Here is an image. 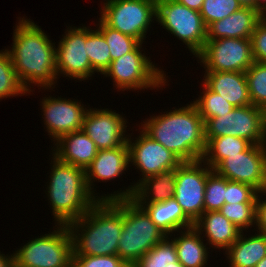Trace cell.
<instances>
[{
  "label": "cell",
  "mask_w": 266,
  "mask_h": 267,
  "mask_svg": "<svg viewBox=\"0 0 266 267\" xmlns=\"http://www.w3.org/2000/svg\"><path fill=\"white\" fill-rule=\"evenodd\" d=\"M18 19L13 31L12 48L6 49L18 79L28 95L33 92L31 88H34L30 85L44 90L54 89L58 79L55 43L30 18L23 16Z\"/></svg>",
  "instance_id": "6da1fadb"
},
{
  "label": "cell",
  "mask_w": 266,
  "mask_h": 267,
  "mask_svg": "<svg viewBox=\"0 0 266 267\" xmlns=\"http://www.w3.org/2000/svg\"><path fill=\"white\" fill-rule=\"evenodd\" d=\"M163 113L151 115L139 130L142 129L182 162L202 159L206 148L205 127L195 105L190 102Z\"/></svg>",
  "instance_id": "7a4b0ae2"
},
{
  "label": "cell",
  "mask_w": 266,
  "mask_h": 267,
  "mask_svg": "<svg viewBox=\"0 0 266 267\" xmlns=\"http://www.w3.org/2000/svg\"><path fill=\"white\" fill-rule=\"evenodd\" d=\"M67 226L72 237V255H117L123 229V199L98 201Z\"/></svg>",
  "instance_id": "3957f363"
},
{
  "label": "cell",
  "mask_w": 266,
  "mask_h": 267,
  "mask_svg": "<svg viewBox=\"0 0 266 267\" xmlns=\"http://www.w3.org/2000/svg\"><path fill=\"white\" fill-rule=\"evenodd\" d=\"M52 156L46 194L56 225H68L85 215L99 200L88 189L84 169Z\"/></svg>",
  "instance_id": "277c9868"
},
{
  "label": "cell",
  "mask_w": 266,
  "mask_h": 267,
  "mask_svg": "<svg viewBox=\"0 0 266 267\" xmlns=\"http://www.w3.org/2000/svg\"><path fill=\"white\" fill-rule=\"evenodd\" d=\"M167 235L151 220L146 210L131 198H123V229L117 255L133 267Z\"/></svg>",
  "instance_id": "5b68a950"
},
{
  "label": "cell",
  "mask_w": 266,
  "mask_h": 267,
  "mask_svg": "<svg viewBox=\"0 0 266 267\" xmlns=\"http://www.w3.org/2000/svg\"><path fill=\"white\" fill-rule=\"evenodd\" d=\"M55 226L56 230L27 241L13 252L15 267H71V233L67 225Z\"/></svg>",
  "instance_id": "8992f818"
},
{
  "label": "cell",
  "mask_w": 266,
  "mask_h": 267,
  "mask_svg": "<svg viewBox=\"0 0 266 267\" xmlns=\"http://www.w3.org/2000/svg\"><path fill=\"white\" fill-rule=\"evenodd\" d=\"M140 43L133 51L111 61L104 77H110L117 91L145 90L162 88L168 83V76L151 62L150 57L142 53ZM167 77V78H166Z\"/></svg>",
  "instance_id": "52a82bcc"
},
{
  "label": "cell",
  "mask_w": 266,
  "mask_h": 267,
  "mask_svg": "<svg viewBox=\"0 0 266 267\" xmlns=\"http://www.w3.org/2000/svg\"><path fill=\"white\" fill-rule=\"evenodd\" d=\"M135 137L128 136L127 145L129 150V165L135 166L142 173L140 178L128 188L114 191L112 194L100 196V201H112L116 199L132 198L135 186L144 178L160 174L164 170L177 167L182 161L170 150L163 147L159 142L148 136L143 130ZM130 137V138H129ZM131 186V187H130Z\"/></svg>",
  "instance_id": "ba28073f"
},
{
  "label": "cell",
  "mask_w": 266,
  "mask_h": 267,
  "mask_svg": "<svg viewBox=\"0 0 266 267\" xmlns=\"http://www.w3.org/2000/svg\"><path fill=\"white\" fill-rule=\"evenodd\" d=\"M106 1V2H105ZM100 18L111 28L143 43L157 17V0H105Z\"/></svg>",
  "instance_id": "9c48e42d"
},
{
  "label": "cell",
  "mask_w": 266,
  "mask_h": 267,
  "mask_svg": "<svg viewBox=\"0 0 266 267\" xmlns=\"http://www.w3.org/2000/svg\"><path fill=\"white\" fill-rule=\"evenodd\" d=\"M157 23L181 40L196 57L207 41V26L199 11L176 0H157Z\"/></svg>",
  "instance_id": "30bf717a"
},
{
  "label": "cell",
  "mask_w": 266,
  "mask_h": 267,
  "mask_svg": "<svg viewBox=\"0 0 266 267\" xmlns=\"http://www.w3.org/2000/svg\"><path fill=\"white\" fill-rule=\"evenodd\" d=\"M205 138L232 135L251 144H266V111L254 105L234 107L204 122Z\"/></svg>",
  "instance_id": "8fae6325"
},
{
  "label": "cell",
  "mask_w": 266,
  "mask_h": 267,
  "mask_svg": "<svg viewBox=\"0 0 266 267\" xmlns=\"http://www.w3.org/2000/svg\"><path fill=\"white\" fill-rule=\"evenodd\" d=\"M196 58L205 71L245 72L254 63L252 41L245 38L207 40Z\"/></svg>",
  "instance_id": "7c38bea8"
},
{
  "label": "cell",
  "mask_w": 266,
  "mask_h": 267,
  "mask_svg": "<svg viewBox=\"0 0 266 267\" xmlns=\"http://www.w3.org/2000/svg\"><path fill=\"white\" fill-rule=\"evenodd\" d=\"M65 31L56 48L57 78L63 75L76 81L92 79L96 72L87 55V26H69Z\"/></svg>",
  "instance_id": "4fadbf2b"
},
{
  "label": "cell",
  "mask_w": 266,
  "mask_h": 267,
  "mask_svg": "<svg viewBox=\"0 0 266 267\" xmlns=\"http://www.w3.org/2000/svg\"><path fill=\"white\" fill-rule=\"evenodd\" d=\"M211 170L202 159L178 165L174 199L193 223L204 213L205 185Z\"/></svg>",
  "instance_id": "5bb4252c"
},
{
  "label": "cell",
  "mask_w": 266,
  "mask_h": 267,
  "mask_svg": "<svg viewBox=\"0 0 266 267\" xmlns=\"http://www.w3.org/2000/svg\"><path fill=\"white\" fill-rule=\"evenodd\" d=\"M230 181L262 189L266 172V144H251L240 154L229 155L215 169Z\"/></svg>",
  "instance_id": "9a60e30c"
},
{
  "label": "cell",
  "mask_w": 266,
  "mask_h": 267,
  "mask_svg": "<svg viewBox=\"0 0 266 267\" xmlns=\"http://www.w3.org/2000/svg\"><path fill=\"white\" fill-rule=\"evenodd\" d=\"M40 102L44 126L47 129L45 131L52 138L51 141L56 142L64 134L82 130L88 109L81 100L45 96Z\"/></svg>",
  "instance_id": "2e32d148"
},
{
  "label": "cell",
  "mask_w": 266,
  "mask_h": 267,
  "mask_svg": "<svg viewBox=\"0 0 266 267\" xmlns=\"http://www.w3.org/2000/svg\"><path fill=\"white\" fill-rule=\"evenodd\" d=\"M85 114L82 130L99 150L112 149L124 145L128 136L127 120L124 115L112 109L89 108Z\"/></svg>",
  "instance_id": "e0dca14e"
},
{
  "label": "cell",
  "mask_w": 266,
  "mask_h": 267,
  "mask_svg": "<svg viewBox=\"0 0 266 267\" xmlns=\"http://www.w3.org/2000/svg\"><path fill=\"white\" fill-rule=\"evenodd\" d=\"M129 166L127 142L117 148L98 150L96 157L85 170L88 189L100 201V194L94 190V182H108L120 178Z\"/></svg>",
  "instance_id": "ac0fdd59"
},
{
  "label": "cell",
  "mask_w": 266,
  "mask_h": 267,
  "mask_svg": "<svg viewBox=\"0 0 266 267\" xmlns=\"http://www.w3.org/2000/svg\"><path fill=\"white\" fill-rule=\"evenodd\" d=\"M52 153L61 162L86 170L98 153L95 143L83 131L62 135L53 144Z\"/></svg>",
  "instance_id": "d6986e66"
},
{
  "label": "cell",
  "mask_w": 266,
  "mask_h": 267,
  "mask_svg": "<svg viewBox=\"0 0 266 267\" xmlns=\"http://www.w3.org/2000/svg\"><path fill=\"white\" fill-rule=\"evenodd\" d=\"M204 72L203 82L234 107L252 105L245 72Z\"/></svg>",
  "instance_id": "ffe728a7"
},
{
  "label": "cell",
  "mask_w": 266,
  "mask_h": 267,
  "mask_svg": "<svg viewBox=\"0 0 266 267\" xmlns=\"http://www.w3.org/2000/svg\"><path fill=\"white\" fill-rule=\"evenodd\" d=\"M259 22V10L243 6L228 17L211 23L207 27V40L220 38L251 39Z\"/></svg>",
  "instance_id": "44dd1931"
},
{
  "label": "cell",
  "mask_w": 266,
  "mask_h": 267,
  "mask_svg": "<svg viewBox=\"0 0 266 267\" xmlns=\"http://www.w3.org/2000/svg\"><path fill=\"white\" fill-rule=\"evenodd\" d=\"M194 227L203 234L202 237L207 238L209 248L224 251L239 238L242 232L219 211L204 212L194 223Z\"/></svg>",
  "instance_id": "7402d4cb"
},
{
  "label": "cell",
  "mask_w": 266,
  "mask_h": 267,
  "mask_svg": "<svg viewBox=\"0 0 266 267\" xmlns=\"http://www.w3.org/2000/svg\"><path fill=\"white\" fill-rule=\"evenodd\" d=\"M177 170L178 166L144 178L135 186L131 199L137 204H152L174 198Z\"/></svg>",
  "instance_id": "603a6c76"
},
{
  "label": "cell",
  "mask_w": 266,
  "mask_h": 267,
  "mask_svg": "<svg viewBox=\"0 0 266 267\" xmlns=\"http://www.w3.org/2000/svg\"><path fill=\"white\" fill-rule=\"evenodd\" d=\"M177 233H179L177 237L175 234L174 237L172 235L169 237L175 243L178 261L184 267H206L210 248L206 246L207 243H203L205 240L202 234L194 226L179 230Z\"/></svg>",
  "instance_id": "cb8c5ba5"
},
{
  "label": "cell",
  "mask_w": 266,
  "mask_h": 267,
  "mask_svg": "<svg viewBox=\"0 0 266 267\" xmlns=\"http://www.w3.org/2000/svg\"><path fill=\"white\" fill-rule=\"evenodd\" d=\"M246 236L242 231L225 251L229 267H255L266 256V234L257 231V234Z\"/></svg>",
  "instance_id": "d4e9b609"
},
{
  "label": "cell",
  "mask_w": 266,
  "mask_h": 267,
  "mask_svg": "<svg viewBox=\"0 0 266 267\" xmlns=\"http://www.w3.org/2000/svg\"><path fill=\"white\" fill-rule=\"evenodd\" d=\"M151 217L152 222L167 236L194 226L174 199L152 204H139Z\"/></svg>",
  "instance_id": "484cf974"
},
{
  "label": "cell",
  "mask_w": 266,
  "mask_h": 267,
  "mask_svg": "<svg viewBox=\"0 0 266 267\" xmlns=\"http://www.w3.org/2000/svg\"><path fill=\"white\" fill-rule=\"evenodd\" d=\"M205 140L206 148L202 161L213 170L229 155L240 154L251 145L248 140L232 135L205 138Z\"/></svg>",
  "instance_id": "4316f807"
},
{
  "label": "cell",
  "mask_w": 266,
  "mask_h": 267,
  "mask_svg": "<svg viewBox=\"0 0 266 267\" xmlns=\"http://www.w3.org/2000/svg\"><path fill=\"white\" fill-rule=\"evenodd\" d=\"M87 55L95 72L103 75L110 67L111 55L109 45L103 34L96 28L92 30L90 26H87Z\"/></svg>",
  "instance_id": "83f0119b"
},
{
  "label": "cell",
  "mask_w": 266,
  "mask_h": 267,
  "mask_svg": "<svg viewBox=\"0 0 266 267\" xmlns=\"http://www.w3.org/2000/svg\"><path fill=\"white\" fill-rule=\"evenodd\" d=\"M28 91L18 79L9 53L0 50V100L8 97L27 95Z\"/></svg>",
  "instance_id": "f1b7e54d"
},
{
  "label": "cell",
  "mask_w": 266,
  "mask_h": 267,
  "mask_svg": "<svg viewBox=\"0 0 266 267\" xmlns=\"http://www.w3.org/2000/svg\"><path fill=\"white\" fill-rule=\"evenodd\" d=\"M203 91L198 95V99L192 103L198 110L199 115L203 118L204 122L207 119L218 117L224 113H229L234 106L223 99L218 93L213 92L205 83L202 82Z\"/></svg>",
  "instance_id": "f546056e"
},
{
  "label": "cell",
  "mask_w": 266,
  "mask_h": 267,
  "mask_svg": "<svg viewBox=\"0 0 266 267\" xmlns=\"http://www.w3.org/2000/svg\"><path fill=\"white\" fill-rule=\"evenodd\" d=\"M97 29L103 34L109 45L111 61L120 58L122 55L133 51L140 42L120 31L109 27L101 18H99Z\"/></svg>",
  "instance_id": "4dcf8cb0"
},
{
  "label": "cell",
  "mask_w": 266,
  "mask_h": 267,
  "mask_svg": "<svg viewBox=\"0 0 266 267\" xmlns=\"http://www.w3.org/2000/svg\"><path fill=\"white\" fill-rule=\"evenodd\" d=\"M178 261L175 243L169 236L149 250L133 267H166Z\"/></svg>",
  "instance_id": "1f68e13d"
},
{
  "label": "cell",
  "mask_w": 266,
  "mask_h": 267,
  "mask_svg": "<svg viewBox=\"0 0 266 267\" xmlns=\"http://www.w3.org/2000/svg\"><path fill=\"white\" fill-rule=\"evenodd\" d=\"M245 74L252 105L266 111V64L254 62Z\"/></svg>",
  "instance_id": "d6a6232c"
},
{
  "label": "cell",
  "mask_w": 266,
  "mask_h": 267,
  "mask_svg": "<svg viewBox=\"0 0 266 267\" xmlns=\"http://www.w3.org/2000/svg\"><path fill=\"white\" fill-rule=\"evenodd\" d=\"M226 178L215 170L208 173L204 193V212L219 211L225 204Z\"/></svg>",
  "instance_id": "836d02e7"
},
{
  "label": "cell",
  "mask_w": 266,
  "mask_h": 267,
  "mask_svg": "<svg viewBox=\"0 0 266 267\" xmlns=\"http://www.w3.org/2000/svg\"><path fill=\"white\" fill-rule=\"evenodd\" d=\"M219 212L242 231L255 226L256 203L224 204Z\"/></svg>",
  "instance_id": "e575fe53"
},
{
  "label": "cell",
  "mask_w": 266,
  "mask_h": 267,
  "mask_svg": "<svg viewBox=\"0 0 266 267\" xmlns=\"http://www.w3.org/2000/svg\"><path fill=\"white\" fill-rule=\"evenodd\" d=\"M243 6L238 0H204L199 11L205 25L222 20Z\"/></svg>",
  "instance_id": "d590c367"
},
{
  "label": "cell",
  "mask_w": 266,
  "mask_h": 267,
  "mask_svg": "<svg viewBox=\"0 0 266 267\" xmlns=\"http://www.w3.org/2000/svg\"><path fill=\"white\" fill-rule=\"evenodd\" d=\"M259 191L253 186L226 178L225 204L256 203Z\"/></svg>",
  "instance_id": "8d00e7d4"
},
{
  "label": "cell",
  "mask_w": 266,
  "mask_h": 267,
  "mask_svg": "<svg viewBox=\"0 0 266 267\" xmlns=\"http://www.w3.org/2000/svg\"><path fill=\"white\" fill-rule=\"evenodd\" d=\"M71 267H129L118 255H72Z\"/></svg>",
  "instance_id": "74e56055"
},
{
  "label": "cell",
  "mask_w": 266,
  "mask_h": 267,
  "mask_svg": "<svg viewBox=\"0 0 266 267\" xmlns=\"http://www.w3.org/2000/svg\"><path fill=\"white\" fill-rule=\"evenodd\" d=\"M254 62L266 64V29L259 23L251 37Z\"/></svg>",
  "instance_id": "f35d334b"
},
{
  "label": "cell",
  "mask_w": 266,
  "mask_h": 267,
  "mask_svg": "<svg viewBox=\"0 0 266 267\" xmlns=\"http://www.w3.org/2000/svg\"><path fill=\"white\" fill-rule=\"evenodd\" d=\"M255 225L256 231L266 234V198L263 199L260 193L256 201Z\"/></svg>",
  "instance_id": "ab89813d"
},
{
  "label": "cell",
  "mask_w": 266,
  "mask_h": 267,
  "mask_svg": "<svg viewBox=\"0 0 266 267\" xmlns=\"http://www.w3.org/2000/svg\"><path fill=\"white\" fill-rule=\"evenodd\" d=\"M178 3L188 7L189 9H193L196 11H200L204 0H176Z\"/></svg>",
  "instance_id": "60d3db41"
},
{
  "label": "cell",
  "mask_w": 266,
  "mask_h": 267,
  "mask_svg": "<svg viewBox=\"0 0 266 267\" xmlns=\"http://www.w3.org/2000/svg\"><path fill=\"white\" fill-rule=\"evenodd\" d=\"M2 252H0V267H15V263H14V254L11 253V255L9 254H1Z\"/></svg>",
  "instance_id": "b9f144b4"
},
{
  "label": "cell",
  "mask_w": 266,
  "mask_h": 267,
  "mask_svg": "<svg viewBox=\"0 0 266 267\" xmlns=\"http://www.w3.org/2000/svg\"><path fill=\"white\" fill-rule=\"evenodd\" d=\"M266 29V7L259 10V22Z\"/></svg>",
  "instance_id": "7bdbcfd3"
},
{
  "label": "cell",
  "mask_w": 266,
  "mask_h": 267,
  "mask_svg": "<svg viewBox=\"0 0 266 267\" xmlns=\"http://www.w3.org/2000/svg\"><path fill=\"white\" fill-rule=\"evenodd\" d=\"M242 6L256 8V0H238Z\"/></svg>",
  "instance_id": "ee69618b"
},
{
  "label": "cell",
  "mask_w": 266,
  "mask_h": 267,
  "mask_svg": "<svg viewBox=\"0 0 266 267\" xmlns=\"http://www.w3.org/2000/svg\"><path fill=\"white\" fill-rule=\"evenodd\" d=\"M266 7V0H256V9L260 10Z\"/></svg>",
  "instance_id": "f6af8a7d"
},
{
  "label": "cell",
  "mask_w": 266,
  "mask_h": 267,
  "mask_svg": "<svg viewBox=\"0 0 266 267\" xmlns=\"http://www.w3.org/2000/svg\"><path fill=\"white\" fill-rule=\"evenodd\" d=\"M259 193L263 196H266V172H265V178H264V183H263V186H262V189L259 191ZM265 193V194H264ZM266 198V197H265Z\"/></svg>",
  "instance_id": "bcb514c9"
},
{
  "label": "cell",
  "mask_w": 266,
  "mask_h": 267,
  "mask_svg": "<svg viewBox=\"0 0 266 267\" xmlns=\"http://www.w3.org/2000/svg\"><path fill=\"white\" fill-rule=\"evenodd\" d=\"M166 267H184L179 261L167 264Z\"/></svg>",
  "instance_id": "7dc6e473"
},
{
  "label": "cell",
  "mask_w": 266,
  "mask_h": 267,
  "mask_svg": "<svg viewBox=\"0 0 266 267\" xmlns=\"http://www.w3.org/2000/svg\"><path fill=\"white\" fill-rule=\"evenodd\" d=\"M255 267H266V256Z\"/></svg>",
  "instance_id": "c3c4849f"
}]
</instances>
